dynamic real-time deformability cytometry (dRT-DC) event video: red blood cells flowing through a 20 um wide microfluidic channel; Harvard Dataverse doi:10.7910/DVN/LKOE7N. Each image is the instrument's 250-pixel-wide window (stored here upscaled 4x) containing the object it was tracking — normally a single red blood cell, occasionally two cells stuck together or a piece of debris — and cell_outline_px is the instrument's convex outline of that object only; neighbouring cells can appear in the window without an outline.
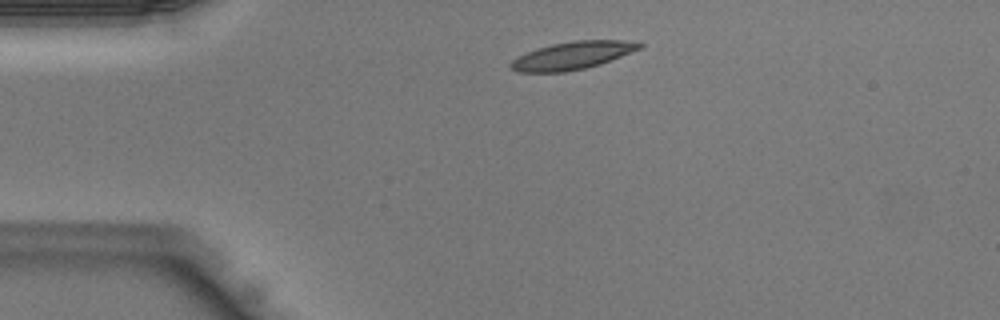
{"species": "Egyptian fruit bat (a non-hibernating species)", "species_latin": "Rousettus aegyptiacus", "temperature_condition": "warm", "stored_images_in_passage": 29, "camera_frame_rate_fps": 3000, "um_per_image_px": 0.085, "animal": {"sex": "male"}, "frame": {"image": 1, "passage_image": 1, "time_ms": 0.0, "image_size_px": [1000, 320], "cell_outline_px": [[644, 48], [600, 64], [584, 68], [564, 72], [516, 72], [508, 64], [512, 60], [536, 48], [552, 44], [572, 40], [640, 40], [644, 44]], "centroid_in_image_um": [48.74, 4.7], "position_along_channel_um": 36.3, "area_um2": 21.04}}
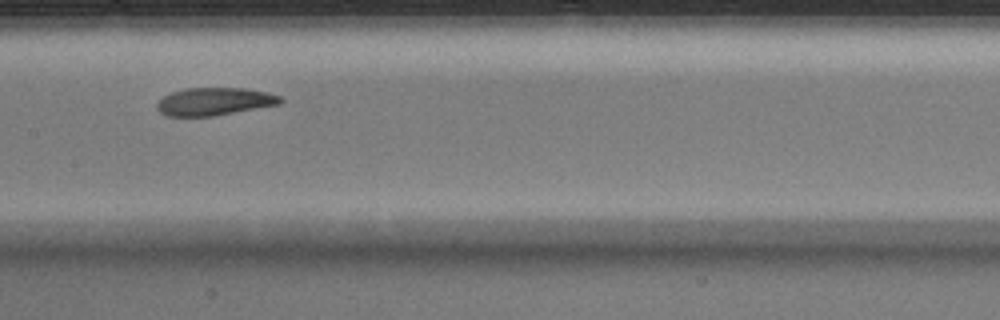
{"frame": {"image": 2, "passage_image": 13, "time_ms": 4.0, "image_size_px": [1000, 320], "cell_outline_px": [[284, 100], [280, 104], [212, 116], [168, 116], [160, 112], [156, 108], [156, 104], [164, 96], [172, 92], [188, 88], [244, 88], [268, 92], [280, 96]], "centroid_in_image_um": [18.24, 8.62], "position_along_channel_um": 189.2, "area_um2": 19.83}}
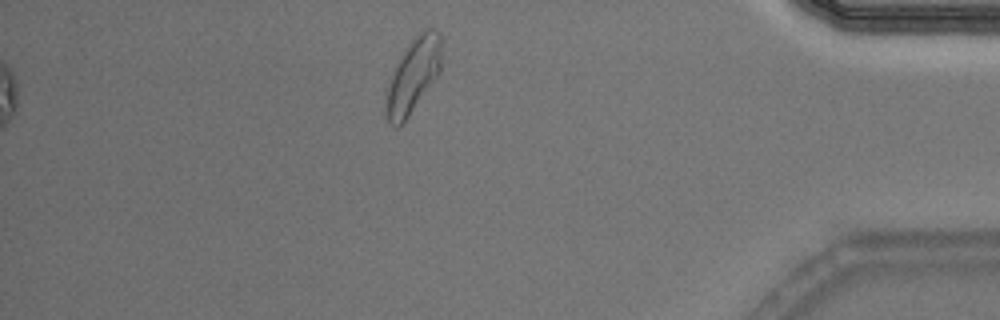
{"frame": {"image": 3, "passage_image": 29, "time_ms": 9.333, "image_size_px": [1000, 320], "cell_outline_px": [[440, 72], [408, 116], [396, 128], [388, 120], [384, 104], [388, 84], [396, 64], [408, 44], [424, 28], [432, 28], [440, 32]], "centroid_in_image_um": [35.11, 6.4], "position_along_channel_um": 400.1, "area_um2": 23.52}}